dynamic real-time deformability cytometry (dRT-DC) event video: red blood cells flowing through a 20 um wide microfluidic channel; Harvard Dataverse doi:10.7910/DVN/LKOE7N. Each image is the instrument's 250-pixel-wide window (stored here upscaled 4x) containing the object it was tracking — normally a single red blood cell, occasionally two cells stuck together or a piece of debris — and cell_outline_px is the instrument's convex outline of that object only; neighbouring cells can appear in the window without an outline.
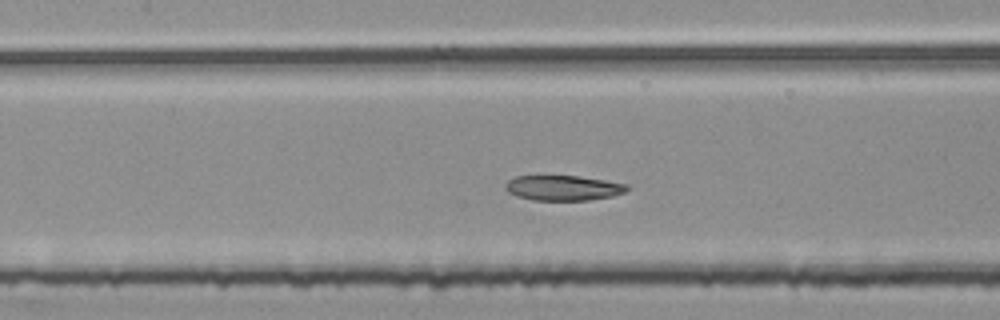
{"species": "common noctule bat (a hibernating species)", "species_latin": "Nyctalus noctula", "temperature_condition": "room temperature", "stored_images_in_passage": 50, "segment_of_instrument_passage": [2, 2], "camera_frame_rate_fps": 3000, "um_per_image_px": 0.085, "animal": {"sex": "female", "body_mass_g": 25.1}, "frame": {"image": 1, "passage_image": 22, "time_ms": 7.0, "image_size_px": [1000, 320], "cell_outline_px": [[632, 188], [624, 192], [612, 196], [588, 200], [532, 200], [516, 196], [508, 192], [504, 188], [504, 184], [508, 180], [516, 176], [576, 176], [604, 180], [628, 184]], "centroid_in_image_um": [47.86, 15.97], "position_along_channel_um": 159.5, "area_um2": 17.86}}
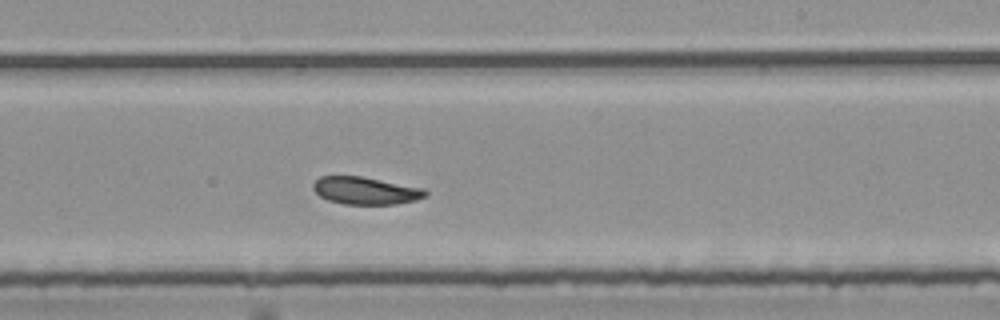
{"frame": {"image": 2, "passage_image": 30, "time_ms": 9.667, "image_size_px": [1000, 320], "cell_outline_px": [[428, 196], [416, 200], [396, 204], [344, 204], [328, 200], [320, 196], [312, 188], [312, 184], [320, 176], [360, 176], [424, 188], [428, 192]], "centroid_in_image_um": [31.09, 16.21], "position_along_channel_um": 257.9, "area_um2": 17.98}}
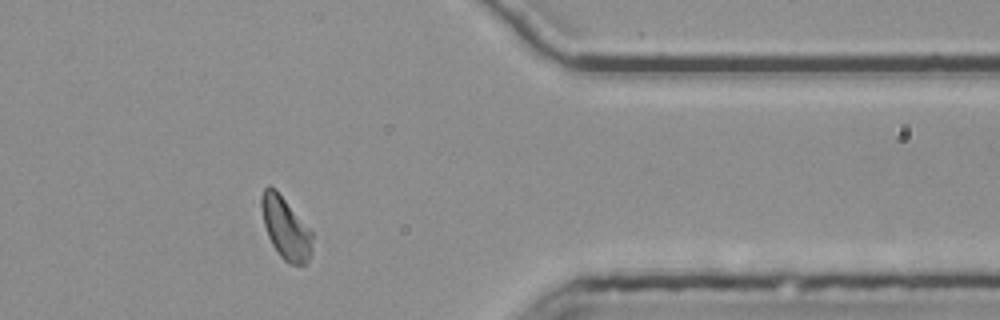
{"frame": {"image": 3, "passage_image": 42, "time_ms": 13.667, "image_size_px": [1000, 320], "cell_outline_px": [[312, 252], [308, 260], [304, 264], [288, 264], [280, 256], [272, 244], [268, 236], [264, 224], [260, 204], [260, 196], [264, 188], [268, 184], [276, 188], [312, 232]], "centroid_in_image_um": [24.26, 19.35], "position_along_channel_um": 387.1, "area_um2": 18.44}}